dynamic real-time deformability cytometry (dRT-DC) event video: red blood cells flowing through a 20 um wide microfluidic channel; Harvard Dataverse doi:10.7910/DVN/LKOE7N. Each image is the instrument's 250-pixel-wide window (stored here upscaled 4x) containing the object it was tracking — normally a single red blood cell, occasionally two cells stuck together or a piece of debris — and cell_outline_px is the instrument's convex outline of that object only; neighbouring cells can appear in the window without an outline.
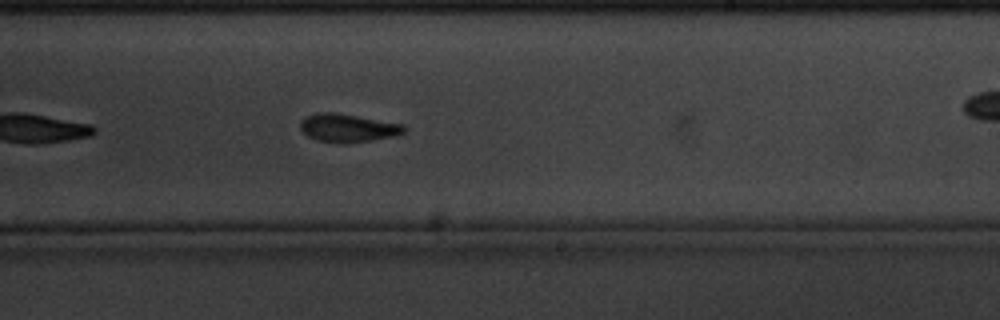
{"species": "common noctule bat (a hibernating species)", "species_latin": "Nyctalus noctula", "temperature_condition": "cold", "stored_images_in_passage": 27, "camera_frame_rate_fps": 3000, "um_per_image_px": 0.085, "animal": {"sex": "male", "body_mass_g": 20.1, "forearm_length_mm": 53.5}, "frame": {"image": 1, "passage_image": 20, "time_ms": 6.333, "image_size_px": [1000, 320], "cell_outline_px": [[408, 128], [400, 136], [348, 144], [336, 144], [316, 140], [308, 136], [300, 128], [300, 120], [304, 116], [316, 112], [332, 112], [404, 124]], "centroid_in_image_um": [29.58, 10.9], "position_along_channel_um": 259.4, "area_um2": 17.57}}